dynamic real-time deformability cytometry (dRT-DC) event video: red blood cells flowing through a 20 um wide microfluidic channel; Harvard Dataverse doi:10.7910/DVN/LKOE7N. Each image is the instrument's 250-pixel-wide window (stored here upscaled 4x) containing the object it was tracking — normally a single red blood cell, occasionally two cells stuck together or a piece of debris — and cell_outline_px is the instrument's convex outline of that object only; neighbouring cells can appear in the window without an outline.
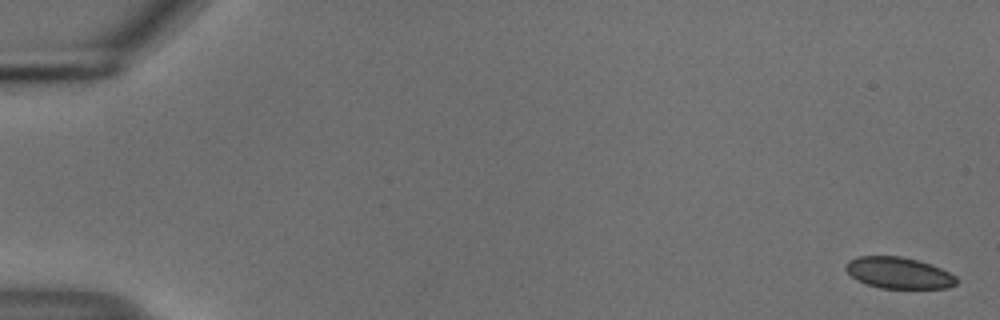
{"species": "common noctule bat (a hibernating species)", "species_latin": "Nyctalus noctula", "temperature_condition": "cold", "stored_images_in_passage": 13, "camera_frame_rate_fps": 3000, "um_per_image_px": 0.085, "animal": {"sex": "male", "body_mass_g": 18.8}, "frame": {"image": 1, "passage_image": 1, "time_ms": 0.0, "image_size_px": [1000, 320], "cell_outline_px": [[960, 280], [956, 284], [948, 288], [880, 288], [856, 280], [844, 268], [844, 264], [848, 260], [856, 256], [900, 256], [916, 260], [940, 268], [956, 276]], "centroid_in_image_um": [76.37, 23.19], "position_along_channel_um": 8.6, "area_um2": 20.23}}